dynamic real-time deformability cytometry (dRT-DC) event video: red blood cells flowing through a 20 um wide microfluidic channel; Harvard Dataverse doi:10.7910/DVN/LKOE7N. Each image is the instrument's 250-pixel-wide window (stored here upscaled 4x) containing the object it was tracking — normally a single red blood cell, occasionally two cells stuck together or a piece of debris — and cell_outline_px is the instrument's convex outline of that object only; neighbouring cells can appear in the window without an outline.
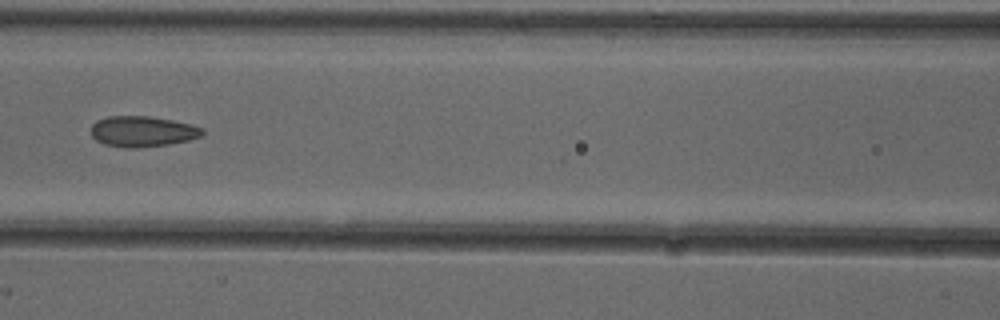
{"species": "common noctule bat (a hibernating species)", "species_latin": "Nyctalus noctula", "temperature_condition": "cold", "stored_images_in_passage": 6, "camera_frame_rate_fps": 3000, "um_per_image_px": 0.085, "animal": {"sex": "female"}, "frame": {"image": 1, "passage_image": 6, "time_ms": 1.667, "image_size_px": [1000, 320], "cell_outline_px": [[204, 132], [200, 136], [188, 140], [168, 144], [136, 148], [128, 148], [104, 144], [96, 140], [92, 136], [92, 124], [96, 120], [108, 116], [148, 116], [172, 120], [192, 124], [204, 128]], "centroid_in_image_um": [12.11, 11.16], "position_along_channel_um": 154.5, "area_um2": 19.88}}